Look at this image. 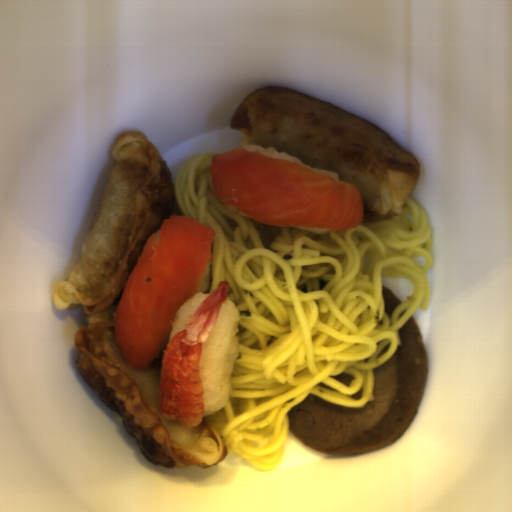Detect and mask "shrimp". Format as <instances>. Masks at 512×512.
<instances>
[{
  "label": "shrimp",
  "instance_id": "shrimp-1",
  "mask_svg": "<svg viewBox=\"0 0 512 512\" xmlns=\"http://www.w3.org/2000/svg\"><path fill=\"white\" fill-rule=\"evenodd\" d=\"M229 296L228 281H219L187 316L184 330L171 337L161 350L158 408L168 420L183 428L198 427L204 420V387L199 361L203 343L216 326L221 305Z\"/></svg>",
  "mask_w": 512,
  "mask_h": 512
}]
</instances>
